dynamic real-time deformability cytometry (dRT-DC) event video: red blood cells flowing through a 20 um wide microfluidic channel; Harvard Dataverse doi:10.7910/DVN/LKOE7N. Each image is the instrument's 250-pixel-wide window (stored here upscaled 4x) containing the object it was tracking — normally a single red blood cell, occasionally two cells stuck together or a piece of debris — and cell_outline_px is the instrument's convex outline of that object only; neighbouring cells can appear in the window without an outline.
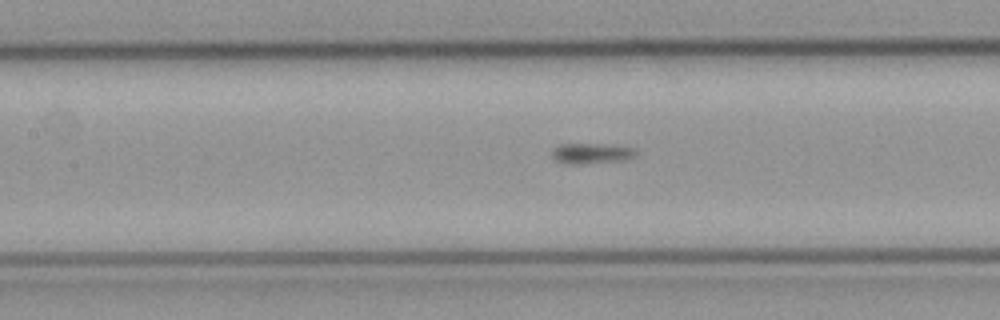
{"species": "common noctule bat (a hibernating species)", "species_latin": "Nyctalus noctula", "temperature_condition": "cold", "stored_images_in_passage": 56, "camera_frame_rate_fps": 3000, "um_per_image_px": 0.085, "animal": {"sex": "male", "body_mass_g": 23.1, "forearm_length_mm": 52.7}, "frame": {"image": 1, "passage_image": 25, "time_ms": 8.0, "image_size_px": [1000, 320], "cell_outline_px": [[636, 156], [624, 160], [580, 164], [564, 164], [556, 160], [552, 156], [552, 148], [560, 144], [596, 144], [636, 148]], "centroid_in_image_um": [50.24, 13.05], "position_along_channel_um": 157.2, "area_um2": 10.0}}